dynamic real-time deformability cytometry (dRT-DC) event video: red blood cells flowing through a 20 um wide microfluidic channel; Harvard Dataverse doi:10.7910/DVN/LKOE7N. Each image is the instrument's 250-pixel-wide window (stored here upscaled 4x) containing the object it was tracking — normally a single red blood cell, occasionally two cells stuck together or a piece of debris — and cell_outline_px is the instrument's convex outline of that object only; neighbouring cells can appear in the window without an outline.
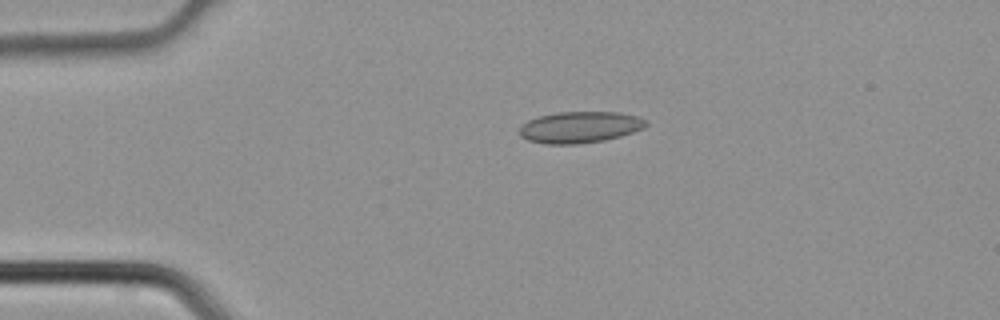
{"species": "common noctule bat (a hibernating species)", "species_latin": "Nyctalus noctula", "temperature_condition": "cold", "stored_images_in_passage": 3, "camera_frame_rate_fps": 3000, "um_per_image_px": 0.085, "animal": {"sex": "male", "body_mass_g": 21.5, "forearm_length_mm": 52.0}, "frame": {"image": 1, "passage_image": 1, "time_ms": 0.0, "image_size_px": [1000, 320], "cell_outline_px": [[648, 124], [644, 128], [620, 136], [604, 140], [576, 144], [544, 144], [528, 140], [520, 136], [520, 124], [528, 120], [540, 116], [556, 112], [620, 112], [640, 116], [648, 120]], "centroid_in_image_um": [49.31, 10.8], "position_along_channel_um": 35.7, "area_um2": 23.35}}
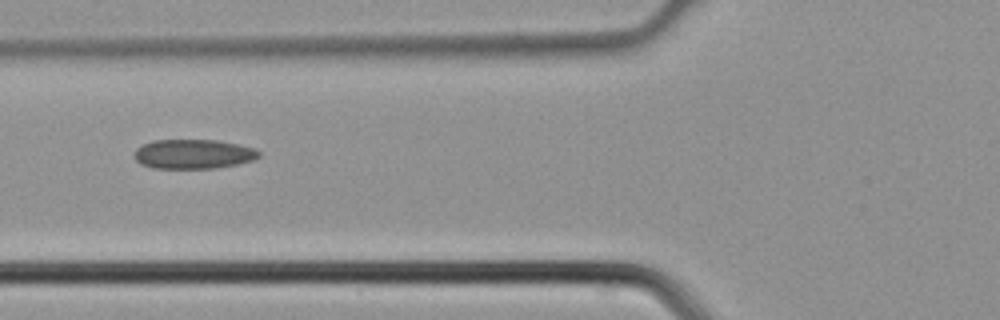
{"frame": {"image": 2, "passage_image": 3, "time_ms": 0.667, "image_size_px": [1000, 320], "cell_outline_px": [[260, 156], [252, 160], [236, 164], [216, 168], [152, 168], [140, 164], [136, 160], [136, 148], [152, 140], [216, 140], [240, 144], [256, 148], [260, 152]], "centroid_in_image_um": [16.46, 13.09], "position_along_channel_um": 109.3, "area_um2": 21.39}}